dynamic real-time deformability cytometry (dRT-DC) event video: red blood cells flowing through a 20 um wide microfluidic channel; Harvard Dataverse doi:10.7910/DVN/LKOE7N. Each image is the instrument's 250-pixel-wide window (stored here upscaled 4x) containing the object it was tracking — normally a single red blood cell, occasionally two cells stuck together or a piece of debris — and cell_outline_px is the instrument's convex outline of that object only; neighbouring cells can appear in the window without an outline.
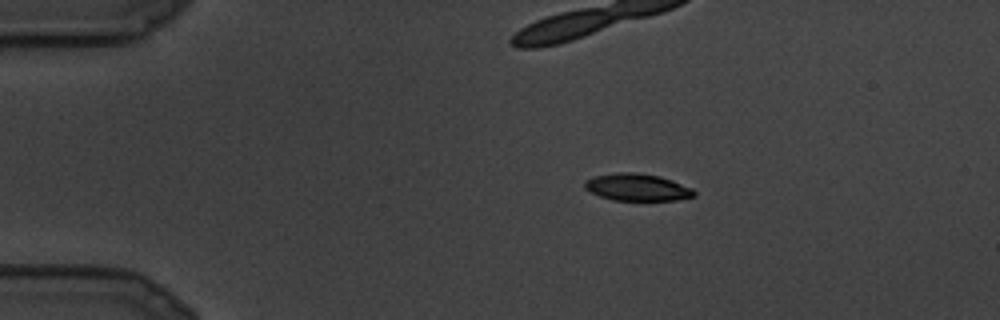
{"species": "common noctule bat (a hibernating species)", "species_latin": "Nyctalus noctula", "temperature_condition": "cold", "stored_images_in_passage": 25, "camera_frame_rate_fps": 3000, "um_per_image_px": 0.085, "animal": {"sex": "male", "body_mass_g": 19.5, "forearm_length_mm": 54.6}, "frame": {"image": 1, "passage_image": 4, "time_ms": 1.0, "image_size_px": [1000, 320], "cell_outline_px": [[696, 196], [676, 200], [612, 200], [600, 196], [584, 188], [584, 180], [592, 176], [616, 172], [636, 172], [660, 176], [672, 180], [692, 188], [696, 192]], "centroid_in_image_um": [54.15, 15.9], "position_along_channel_um": 30.8, "area_um2": 17.46}}